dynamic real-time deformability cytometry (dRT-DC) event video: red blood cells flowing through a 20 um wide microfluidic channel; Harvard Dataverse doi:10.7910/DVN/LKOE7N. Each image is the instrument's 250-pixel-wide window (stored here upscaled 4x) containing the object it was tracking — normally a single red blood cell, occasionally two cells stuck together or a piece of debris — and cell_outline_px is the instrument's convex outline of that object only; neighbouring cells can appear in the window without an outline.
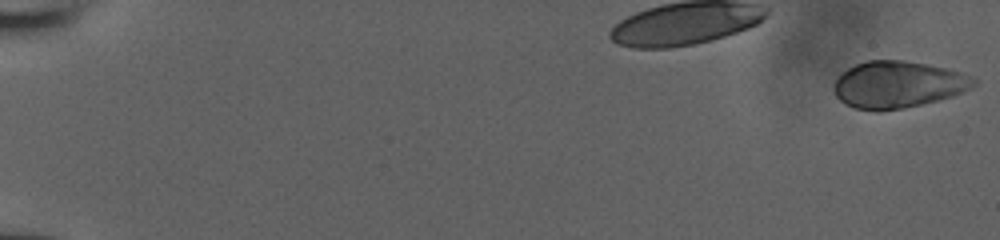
{"species": "human", "species_latin": "Homo sapiens", "temperature_condition": "room temperature", "stored_images_in_passage": 53, "camera_frame_rate_fps": 3000, "um_per_image_px": 0.085, "donor": {"sex": "male"}, "frame": {"image": 1, "passage_image": 1, "time_ms": 0.0, "image_size_px": [1000, 240], "cell_outline_px": [[980, 80], [976, 84], [952, 96], [904, 108], [880, 112], [876, 112], [856, 108], [844, 104], [836, 96], [832, 88], [840, 72], [864, 60], [904, 60], [928, 64], [960, 72], [972, 76]], "centroid_in_image_um": [76.27, 7.18], "position_along_channel_um": 8.7, "area_um2": 38.38}}
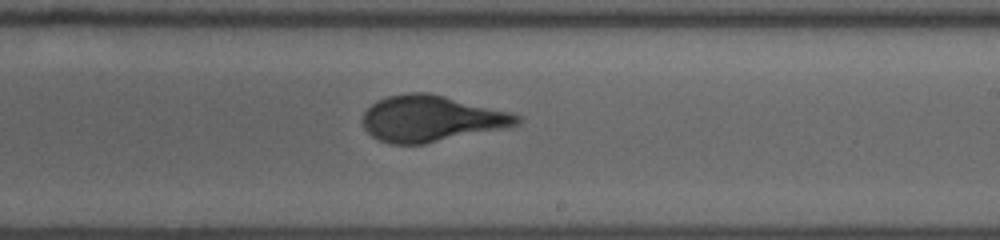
{"frame": {"image": 2, "passage_image": 34, "time_ms": 11.0, "image_size_px": [1000, 240], "cell_outline_px": [[520, 124], [424, 144], [388, 144], [372, 136], [364, 128], [360, 120], [364, 112], [376, 100], [388, 96], [408, 92], [428, 92], [512, 112], [520, 116]], "centroid_in_image_um": [36.6, 10.07], "position_along_channel_um": 252.4, "area_um2": 41.38}}
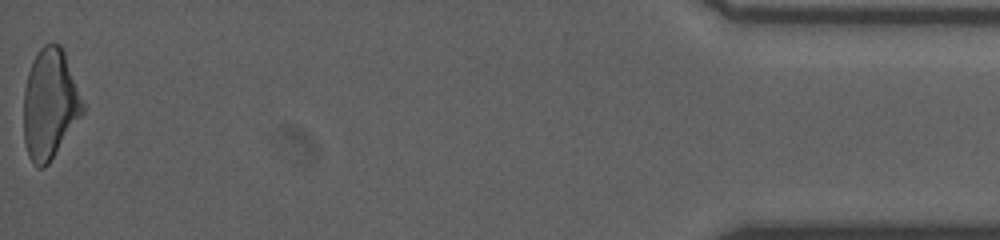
{"frame": {"image": 3, "passage_image": 53, "time_ms": 17.333, "image_size_px": [1000, 240], "cell_outline_px": [[84, 112], [48, 164], [44, 168], [40, 168], [28, 156], [24, 140], [24, 88], [28, 72], [32, 60], [40, 48], [44, 44], [60, 44], [64, 52], [84, 104]], "centroid_in_image_um": [4.22, 8.84], "position_along_channel_um": 431.0, "area_um2": 37.45}}